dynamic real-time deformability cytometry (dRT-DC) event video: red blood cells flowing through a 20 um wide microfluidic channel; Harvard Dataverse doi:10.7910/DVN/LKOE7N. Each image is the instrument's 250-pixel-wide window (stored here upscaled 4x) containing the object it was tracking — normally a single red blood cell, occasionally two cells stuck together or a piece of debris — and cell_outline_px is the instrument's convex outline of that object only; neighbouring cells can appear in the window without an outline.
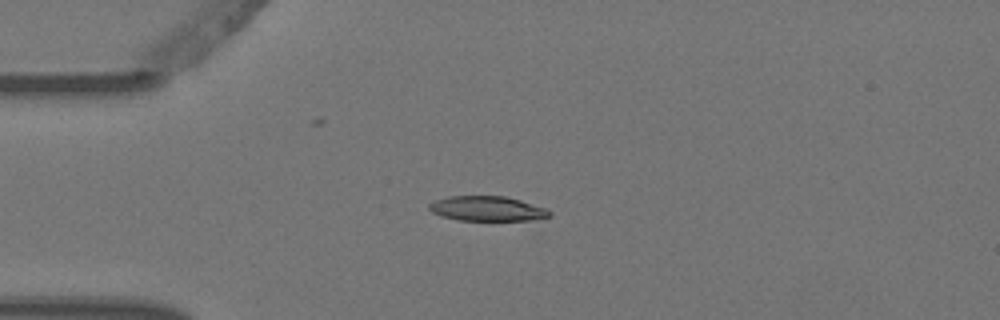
{"species": "Egyptian fruit bat (a non-hibernating species)", "species_latin": "Rousettus aegyptiacus", "temperature_condition": "warm", "stored_images_in_passage": 6, "camera_frame_rate_fps": 3000, "um_per_image_px": 0.085, "animal": {"sex": "female"}, "frame": {"image": 1, "passage_image": 4, "time_ms": 1.0, "image_size_px": [1000, 320], "cell_outline_px": [[552, 216], [532, 220], [456, 220], [440, 216], [432, 212], [428, 208], [428, 204], [436, 200], [448, 196], [504, 196], [520, 200], [544, 208], [552, 212]], "centroid_in_image_um": [41.38, 17.74], "position_along_channel_um": 43.6, "area_um2": 17.4}}